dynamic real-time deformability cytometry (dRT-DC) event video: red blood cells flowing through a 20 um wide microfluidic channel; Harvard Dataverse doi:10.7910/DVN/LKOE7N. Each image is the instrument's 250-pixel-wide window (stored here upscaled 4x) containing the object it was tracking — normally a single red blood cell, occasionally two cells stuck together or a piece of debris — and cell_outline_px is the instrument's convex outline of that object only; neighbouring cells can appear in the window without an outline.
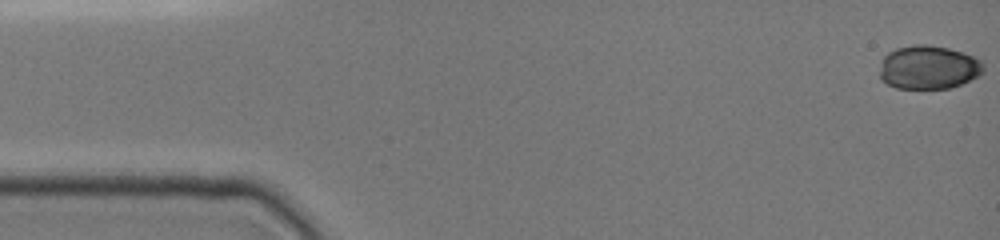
{"species": "common noctule bat (a hibernating species)", "species_latin": "Nyctalus noctula", "temperature_condition": "cold", "stored_images_in_passage": 22, "camera_frame_rate_fps": 3000, "um_per_image_px": 0.085, "animal": {"sex": "female", "body_mass_g": 19.0, "forearm_length_mm": 51.5}, "frame": {"image": 1, "passage_image": 1, "time_ms": 0.0, "image_size_px": [1000, 240], "cell_outline_px": [[984, 72], [980, 76], [960, 84], [948, 88], [896, 88], [880, 80], [880, 72], [884, 56], [888, 52], [896, 48], [912, 44], [928, 44], [948, 48], [964, 52], [980, 60], [984, 64]], "centroid_in_image_um": [78.94, 5.71], "position_along_channel_um": 6.1, "area_um2": 26.53}}
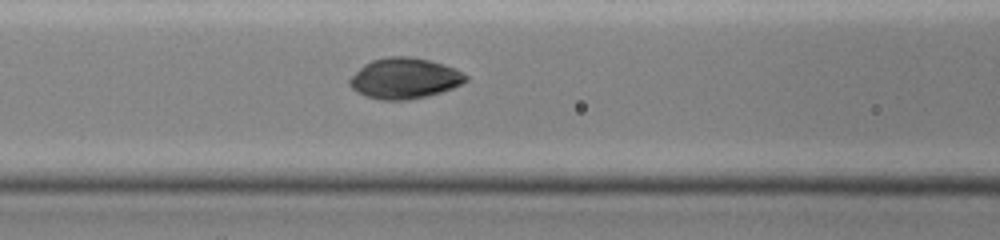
{"frame": {"image": 2, "passage_image": 9, "time_ms": 6.333, "image_size_px": [1000, 240], "cell_outline_px": [[468, 80], [452, 88], [428, 96], [408, 100], [380, 100], [356, 92], [348, 84], [348, 80], [364, 64], [372, 60], [388, 56], [412, 56], [444, 64], [456, 68], [468, 76]], "centroid_in_image_um": [34.39, 6.65], "position_along_channel_um": 132.2, "area_um2": 27.63}}
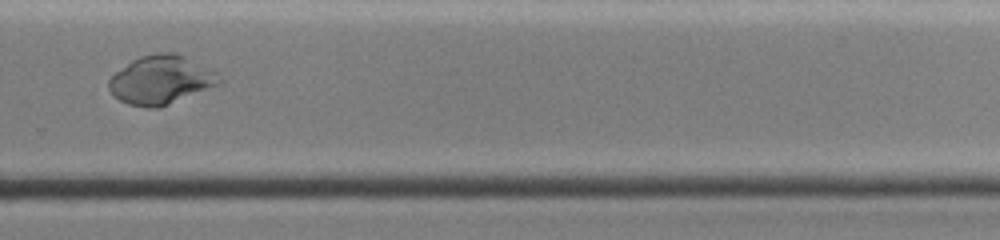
{"frame": {"image": 3, "passage_image": 19, "time_ms": 11.0, "image_size_px": [1000, 240], "cell_outline_px": [[224, 80], [220, 84], [160, 108], [148, 108], [128, 104], [120, 100], [108, 88], [108, 80], [116, 72], [132, 60], [140, 56], [156, 52], [176, 52], [216, 72]], "centroid_in_image_um": [13.7, 6.79], "position_along_channel_um": 316.1, "area_um2": 31.27}, "authors_computed_cell_mechanics": {"area_um2": 27.5128, "velocity_mm_per_s": 3.9475, "shape_relaxation_time_tau1_ms": 9.2799, "shape_relaxation_time_tau2_ms": null, "deformation_change_tau1": 0.1633, "deformation_change_tau2": null}}